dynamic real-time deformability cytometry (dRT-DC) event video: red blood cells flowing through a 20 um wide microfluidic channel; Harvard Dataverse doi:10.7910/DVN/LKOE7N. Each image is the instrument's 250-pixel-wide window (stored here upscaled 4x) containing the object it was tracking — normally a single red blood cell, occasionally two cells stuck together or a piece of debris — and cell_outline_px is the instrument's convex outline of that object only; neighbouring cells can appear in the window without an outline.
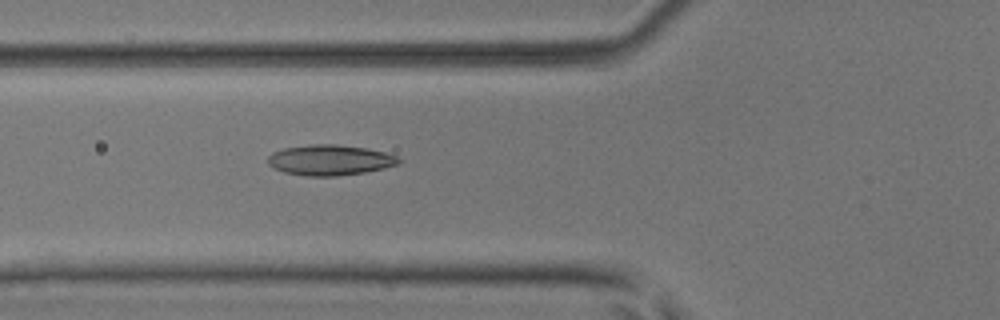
{"species": "common noctule bat (a hibernating species)", "species_latin": "Nyctalus noctula", "temperature_condition": "room temperature", "stored_images_in_passage": 6, "camera_frame_rate_fps": 3000, "um_per_image_px": 0.085, "animal": {"sex": "male", "body_mass_g": 17.9, "forearm_length_mm": 54.2}, "frame": {"image": 1, "passage_image": 6, "time_ms": 1.667, "image_size_px": [1000, 320], "cell_outline_px": [[404, 160], [400, 164], [384, 168], [364, 172], [336, 176], [304, 176], [284, 172], [272, 168], [268, 164], [268, 156], [272, 152], [284, 148], [312, 144], [336, 144], [368, 148], [384, 152], [396, 156]], "centroid_in_image_um": [28.05, 13.6], "position_along_channel_um": 97.8, "area_um2": 23.47}}